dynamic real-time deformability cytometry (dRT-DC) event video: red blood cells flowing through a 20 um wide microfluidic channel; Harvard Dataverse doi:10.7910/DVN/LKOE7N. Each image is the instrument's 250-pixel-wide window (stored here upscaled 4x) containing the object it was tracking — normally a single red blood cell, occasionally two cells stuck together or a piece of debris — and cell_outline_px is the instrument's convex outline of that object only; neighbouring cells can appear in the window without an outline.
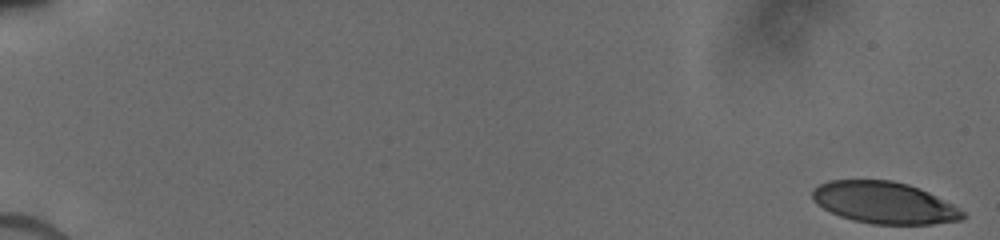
{"species": "human", "species_latin": "Homo sapiens", "temperature_condition": "cold", "stored_images_in_passage": 75, "camera_frame_rate_fps": 3000, "um_per_image_px": 0.085, "donor": {"sex": "male"}, "frame": {"image": 1, "passage_image": 1, "time_ms": 0.0, "image_size_px": [1000, 240], "cell_outline_px": [[968, 216], [964, 220], [932, 224], [872, 224], [852, 220], [840, 216], [816, 204], [812, 200], [812, 188], [828, 180], [892, 180], [908, 184], [928, 192], [952, 204], [964, 212]], "centroid_in_image_um": [75.16, 17.23], "position_along_channel_um": 9.8, "area_um2": 36.7}}
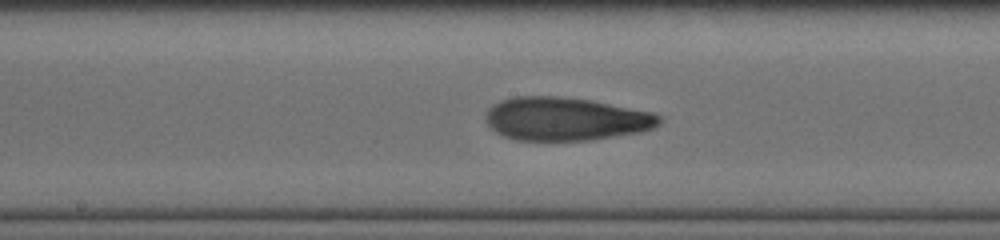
{"frame": {"image": 2, "passage_image": 40, "time_ms": 9.667, "image_size_px": [1000, 240], "cell_outline_px": [[660, 124], [652, 128], [640, 132], [592, 140], [516, 140], [504, 136], [488, 128], [484, 120], [484, 116], [488, 108], [492, 104], [500, 100], [512, 96], [560, 96], [592, 100], [652, 112], [660, 116]], "centroid_in_image_um": [48.01, 10.1], "position_along_channel_um": 200.2, "area_um2": 44.22}}
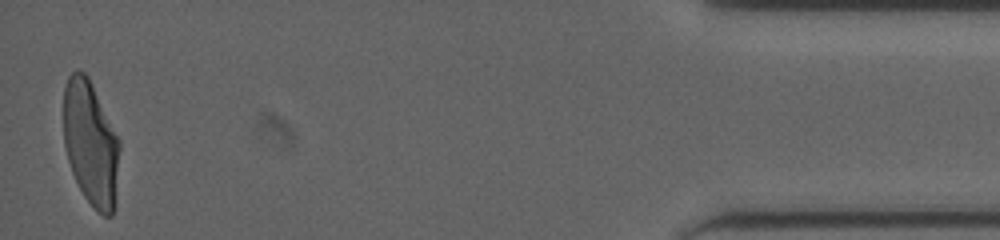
{"frame": {"image": 3, "passage_image": 74, "time_ms": 17.0, "image_size_px": [1000, 240], "cell_outline_px": [[120, 148], [116, 204], [112, 216], [104, 216], [96, 212], [84, 196], [72, 172], [68, 160], [64, 144], [64, 88], [68, 76], [72, 72], [84, 72], [88, 76], [120, 140]], "centroid_in_image_um": [7.74, 12.24], "position_along_channel_um": 427.5, "area_um2": 40.98}}